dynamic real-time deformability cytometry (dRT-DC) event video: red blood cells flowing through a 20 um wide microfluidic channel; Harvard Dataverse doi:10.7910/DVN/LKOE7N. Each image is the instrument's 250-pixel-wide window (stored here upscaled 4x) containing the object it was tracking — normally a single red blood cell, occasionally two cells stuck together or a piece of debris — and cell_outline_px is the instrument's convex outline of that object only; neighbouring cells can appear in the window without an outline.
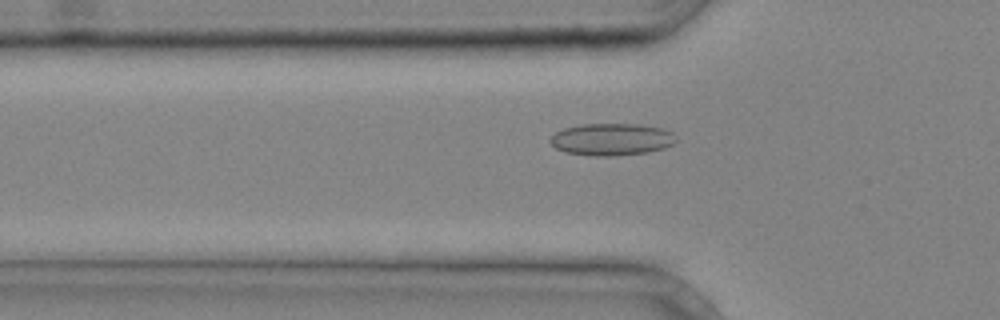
{"species": "common noctule bat (a hibernating species)", "species_latin": "Nyctalus noctula", "temperature_condition": "cold", "stored_images_in_passage": 30, "camera_frame_rate_fps": 3000, "um_per_image_px": 0.085, "animal": {"sex": "male", "body_mass_g": 20.4}, "frame": {"image": 1, "passage_image": 7, "time_ms": 2.0, "image_size_px": [1000, 320], "cell_outline_px": [[676, 140], [672, 144], [664, 148], [648, 152], [616, 156], [592, 156], [564, 152], [556, 148], [548, 140], [556, 132], [564, 128], [580, 124], [640, 124], [664, 128], [672, 132]], "centroid_in_image_um": [51.98, 11.85], "position_along_channel_um": 73.8, "area_um2": 23.7}}
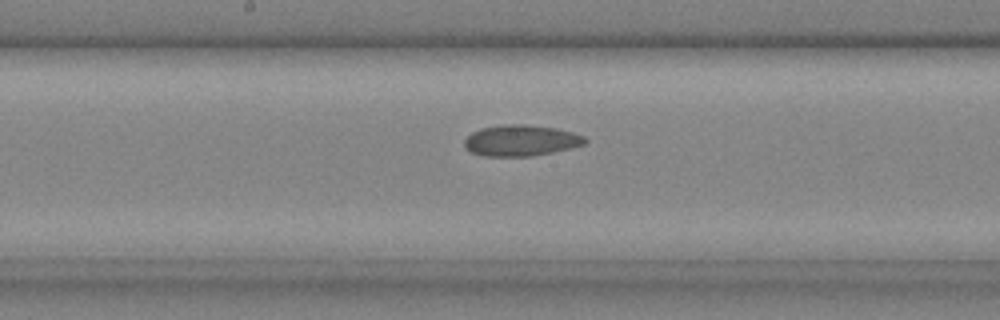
{"frame": {"image": 2, "passage_image": 15, "time_ms": 4.667, "image_size_px": [1000, 320], "cell_outline_px": [[588, 140], [584, 144], [552, 152], [532, 156], [480, 156], [464, 148], [464, 140], [472, 132], [480, 128], [504, 124], [524, 124], [556, 128], [572, 132], [584, 136]], "centroid_in_image_um": [44.24, 11.94], "position_along_channel_um": 204.0, "area_um2": 21.85}}
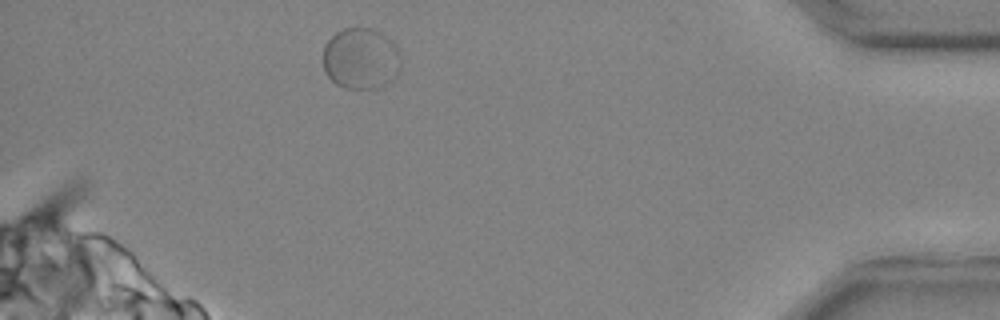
{"frame": {"image": 3, "passage_image": 30, "time_ms": 9.667, "image_size_px": [1000, 320], "cell_outline_px": [[400, 68], [396, 76], [392, 80], [376, 88], [344, 88], [336, 84], [324, 72], [324, 44], [336, 32], [344, 28], [372, 28], [380, 32], [396, 44], [400, 60]], "centroid_in_image_um": [30.67, 4.97], "position_along_channel_um": 404.5, "area_um2": 27.8}}